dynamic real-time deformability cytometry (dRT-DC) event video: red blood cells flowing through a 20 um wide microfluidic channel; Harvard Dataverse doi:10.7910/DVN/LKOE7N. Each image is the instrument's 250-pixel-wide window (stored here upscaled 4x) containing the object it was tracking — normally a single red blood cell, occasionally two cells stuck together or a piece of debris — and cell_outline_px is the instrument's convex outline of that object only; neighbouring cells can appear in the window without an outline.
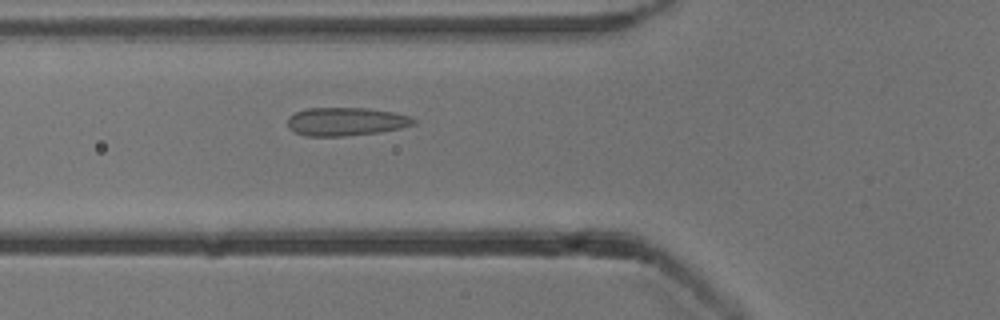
{"species": "common noctule bat (a hibernating species)", "species_latin": "Nyctalus noctula", "temperature_condition": "cold", "stored_images_in_passage": 41, "camera_frame_rate_fps": 3000, "um_per_image_px": 0.085, "animal": {"sex": "male", "body_mass_g": 13.3}, "frame": {"image": 1, "passage_image": 7, "time_ms": 2.0, "image_size_px": [1000, 320], "cell_outline_px": [[416, 124], [400, 128], [380, 132], [344, 136], [304, 136], [288, 128], [288, 116], [304, 108], [368, 108], [392, 112], [412, 116], [416, 120]], "centroid_in_image_um": [29.41, 10.33], "position_along_channel_um": 96.4, "area_um2": 20.92}}
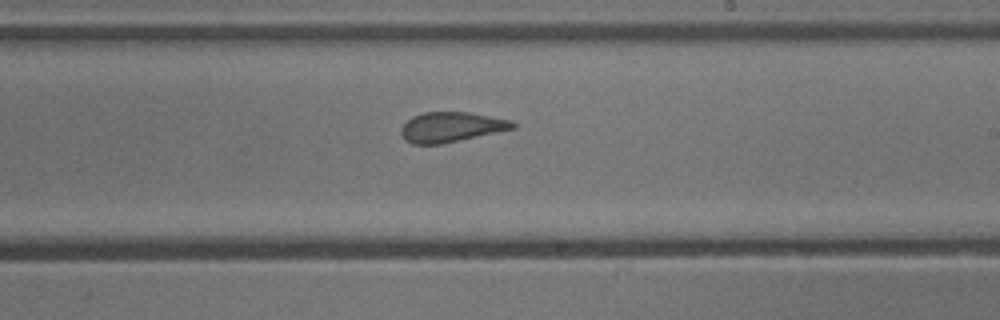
{"frame": {"image": 2, "passage_image": 19, "time_ms": 6.0, "image_size_px": [1000, 320], "cell_outline_px": [[516, 128], [440, 144], [412, 144], [404, 140], [400, 132], [400, 128], [412, 116], [424, 112], [468, 112], [512, 120], [516, 124]], "centroid_in_image_um": [38.33, 10.79], "position_along_channel_um": 250.7, "area_um2": 19.48}}
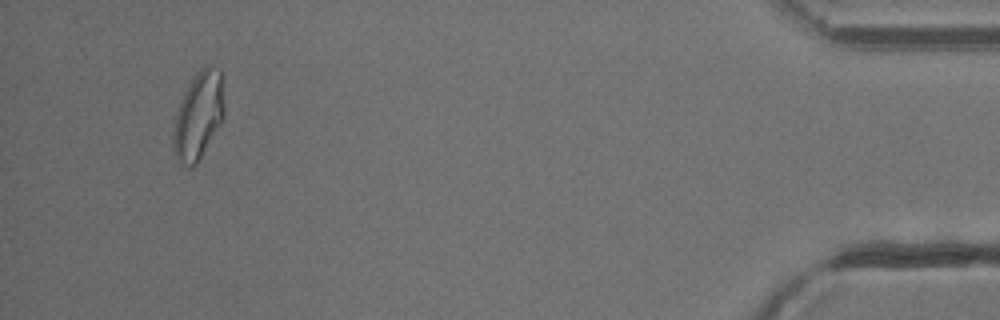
{"frame": {"image": 3, "passage_image": 38, "time_ms": 12.333, "image_size_px": [1000, 320], "cell_outline_px": [[224, 116], [200, 160], [192, 168], [188, 168], [180, 164], [176, 156], [172, 144], [172, 136], [176, 116], [180, 100], [184, 92], [196, 72], [204, 64], [208, 64], [220, 68], [224, 76]], "centroid_in_image_um": [16.89, 9.78], "position_along_channel_um": 418.3, "area_um2": 26.59}, "authors_computed_cell_mechanics": {"area_um2": 20.8658, "velocity_mm_per_s": 3.8436, "shape_relaxation_time_tau1_ms": null, "shape_relaxation_time_tau2_ms": 1.3319, "deformation_change_tau1": null, "deformation_change_tau2": 0.0582}}